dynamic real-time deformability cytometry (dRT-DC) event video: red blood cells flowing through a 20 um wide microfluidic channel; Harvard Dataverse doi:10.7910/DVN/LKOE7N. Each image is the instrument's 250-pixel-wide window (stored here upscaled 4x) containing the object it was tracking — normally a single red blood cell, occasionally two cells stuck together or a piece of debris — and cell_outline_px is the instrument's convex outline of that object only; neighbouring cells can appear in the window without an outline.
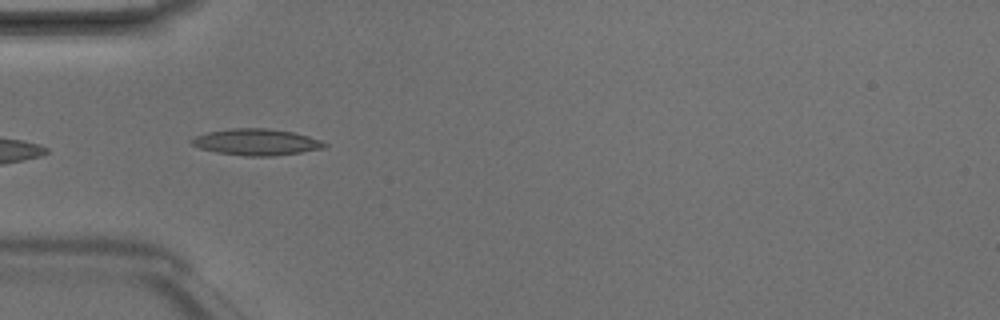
{"species": "Egyptian fruit bat (a non-hibernating species)", "species_latin": "Rousettus aegyptiacus", "temperature_condition": "room temperature", "stored_images_in_passage": 7, "camera_frame_rate_fps": 3000, "um_per_image_px": 0.085, "animal": {"sex": "male"}, "frame": {"image": 1, "passage_image": 5, "time_ms": 1.333, "image_size_px": [1000, 320], "cell_outline_px": [[328, 144], [324, 148], [300, 152], [272, 156], [244, 156], [216, 152], [200, 148], [192, 144], [188, 140], [196, 136], [208, 132], [232, 128], [268, 128], [292, 132], [308, 136], [320, 140]], "centroid_in_image_um": [21.77, 12.07], "position_along_channel_um": 63.2, "area_um2": 20.35}}